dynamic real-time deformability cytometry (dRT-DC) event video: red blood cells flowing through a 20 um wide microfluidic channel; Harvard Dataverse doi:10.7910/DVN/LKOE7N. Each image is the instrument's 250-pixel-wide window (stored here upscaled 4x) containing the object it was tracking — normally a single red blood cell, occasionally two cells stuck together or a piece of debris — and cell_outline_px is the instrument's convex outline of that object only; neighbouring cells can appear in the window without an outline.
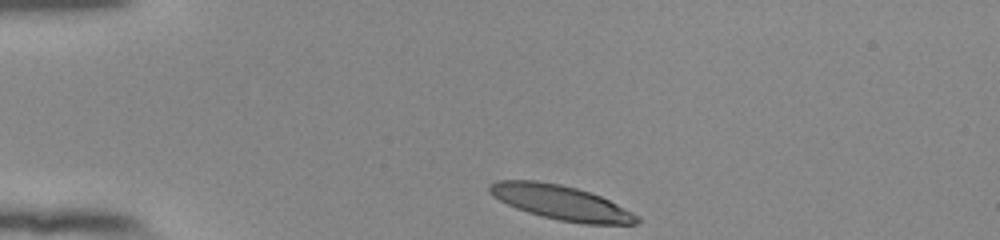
{"species": "human", "species_latin": "Homo sapiens", "temperature_condition": "room temperature", "stored_images_in_passage": 35, "camera_frame_rate_fps": 3000, "um_per_image_px": 0.085, "donor": {"sex": "female"}, "frame": {"image": 1, "passage_image": 1, "time_ms": 0.0, "image_size_px": [1000, 240], "cell_outline_px": [[640, 220], [636, 224], [584, 224], [560, 220], [540, 216], [516, 208], [492, 196], [488, 192], [488, 184], [496, 180], [536, 180], [560, 184], [576, 188], [600, 196], [640, 216]], "centroid_in_image_um": [47.65, 17.21], "position_along_channel_um": 37.4, "area_um2": 29.54}}
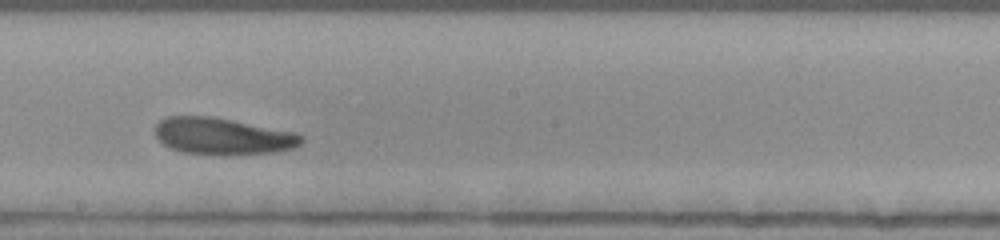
{"frame": {"image": 2, "passage_image": 20, "time_ms": 6.333, "image_size_px": [1000, 240], "cell_outline_px": [[304, 140], [300, 144], [292, 148], [272, 152], [180, 152], [164, 144], [156, 136], [156, 124], [160, 120], [168, 116], [212, 116], [296, 132], [304, 136]], "centroid_in_image_um": [18.93, 11.52], "position_along_channel_um": 229.3, "area_um2": 30.23}}
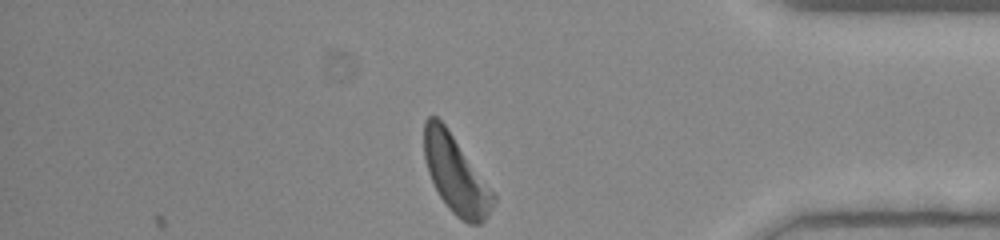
{"frame": {"image": 3, "passage_image": 35, "time_ms": 11.333, "image_size_px": [1000, 240], "cell_outline_px": [[496, 200], [488, 216], [480, 224], [468, 224], [456, 216], [448, 208], [440, 196], [428, 172], [424, 156], [424, 120], [428, 116], [436, 116], [444, 124], [496, 196]], "centroid_in_image_um": [38.73, 14.86], "position_along_channel_um": 396.5, "area_um2": 30.69}, "authors_computed_cell_mechanics": {"area_um2": 31.3276, "velocity_mm_per_s": 3.8211, "shape_relaxation_time_tau1_ms": 3.3353, "shape_relaxation_time_tau2_ms": 2.8784, "deformation_change_tau1": 0.1424, "deformation_change_tau2": 0.1204}}